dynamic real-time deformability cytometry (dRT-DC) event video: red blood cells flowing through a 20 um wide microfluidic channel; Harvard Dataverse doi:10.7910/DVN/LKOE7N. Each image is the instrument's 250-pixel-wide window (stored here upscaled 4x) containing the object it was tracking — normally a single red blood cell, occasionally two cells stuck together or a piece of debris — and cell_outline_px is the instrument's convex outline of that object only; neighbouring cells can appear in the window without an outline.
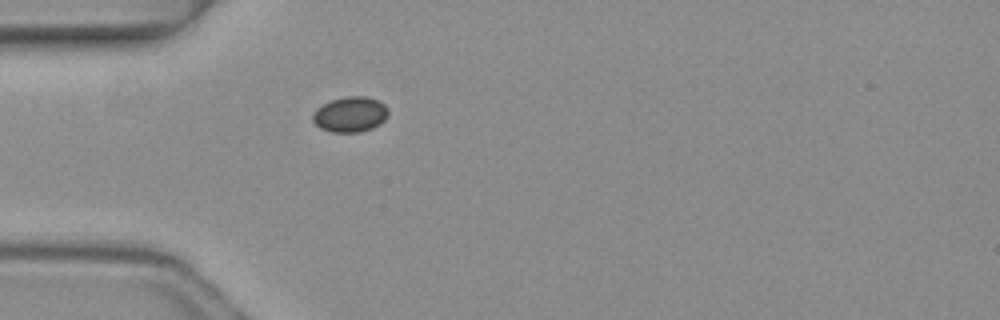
{"species": "common noctule bat (a hibernating species)", "species_latin": "Nyctalus noctula", "temperature_condition": "warm", "stored_images_in_passage": 4, "camera_frame_rate_fps": 3000, "um_per_image_px": 0.085, "animal": {"sex": "female", "body_mass_g": 19.3, "forearm_length_mm": 54.1}, "frame": {"image": 1, "passage_image": 4, "time_ms": 1.0, "image_size_px": [1000, 320], "cell_outline_px": [[388, 116], [380, 124], [372, 128], [360, 132], [332, 132], [320, 128], [312, 120], [312, 112], [316, 108], [332, 100], [344, 96], [368, 96], [384, 104], [388, 108]], "centroid_in_image_um": [29.77, 9.72], "position_along_channel_um": 55.2, "area_um2": 15.66}}